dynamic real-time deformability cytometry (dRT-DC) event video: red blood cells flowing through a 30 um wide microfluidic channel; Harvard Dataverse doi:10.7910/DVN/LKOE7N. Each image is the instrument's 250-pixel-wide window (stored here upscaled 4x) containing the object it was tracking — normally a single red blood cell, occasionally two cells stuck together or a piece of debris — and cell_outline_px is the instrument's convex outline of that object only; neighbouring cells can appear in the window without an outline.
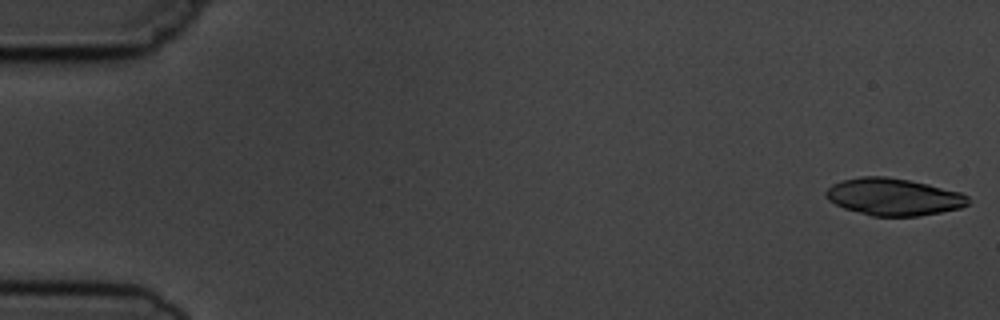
{"species": "common noctule bat (a hibernating species)", "species_latin": "Nyctalus noctula", "temperature_condition": "cold", "stored_images_in_passage": 5, "camera_frame_rate_fps": 3000, "um_per_image_px": 0.085, "animal": {"sex": "male", "body_mass_g": 19.5, "forearm_length_mm": 54.6}, "frame": {"image": 1, "passage_image": 1, "time_ms": 0.0, "image_size_px": [1000, 320], "cell_outline_px": [[968, 204], [960, 208], [920, 216], [872, 216], [844, 208], [828, 200], [824, 196], [824, 192], [832, 184], [844, 180], [860, 176], [888, 176], [928, 184], [960, 192], [968, 196]], "centroid_in_image_um": [75.93, 16.73], "position_along_channel_um": 9.1, "area_um2": 30.75}}